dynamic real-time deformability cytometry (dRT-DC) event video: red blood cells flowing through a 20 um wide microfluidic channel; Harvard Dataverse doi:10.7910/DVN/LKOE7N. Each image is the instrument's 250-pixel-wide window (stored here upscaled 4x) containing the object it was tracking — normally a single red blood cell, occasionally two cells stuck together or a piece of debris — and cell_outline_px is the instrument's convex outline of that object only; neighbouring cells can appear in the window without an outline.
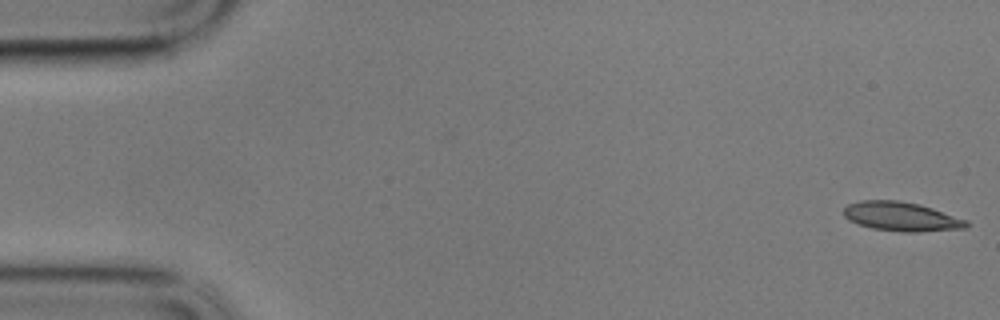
{"species": "common noctule bat (a hibernating species)", "species_latin": "Nyctalus noctula", "temperature_condition": "cold", "stored_images_in_passage": 31, "camera_frame_rate_fps": 3000, "um_per_image_px": 0.085, "animal": {"sex": "male", "body_mass_g": 17.9}, "frame": {"image": 1, "passage_image": 1, "time_ms": 0.0, "image_size_px": [1000, 320], "cell_outline_px": [[968, 228], [920, 232], [900, 232], [872, 228], [848, 220], [844, 216], [844, 208], [848, 204], [860, 200], [900, 200], [920, 204], [968, 220]], "centroid_in_image_um": [76.63, 18.4], "position_along_channel_um": 8.4, "area_um2": 20.98}}
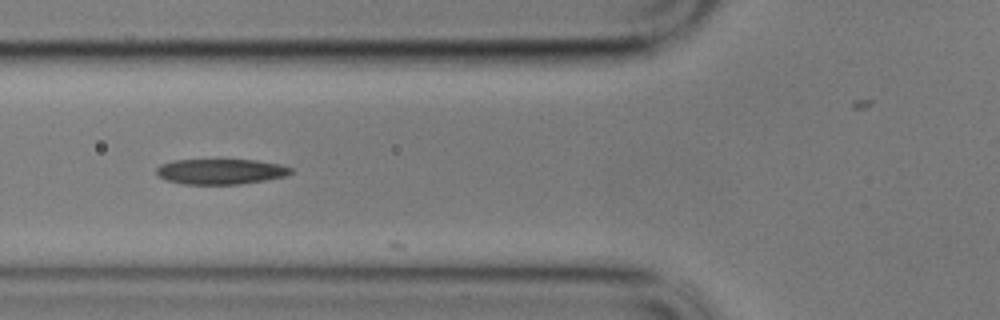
{"frame": {"image": 2, "passage_image": 21, "time_ms": 6.667, "image_size_px": [1000, 320], "cell_outline_px": [[292, 172], [288, 176], [240, 184], [184, 184], [164, 180], [156, 172], [156, 168], [160, 164], [172, 160], [256, 160], [280, 164], [292, 168]], "centroid_in_image_um": [18.75, 14.58], "position_along_channel_um": 107.0, "area_um2": 19.94}}
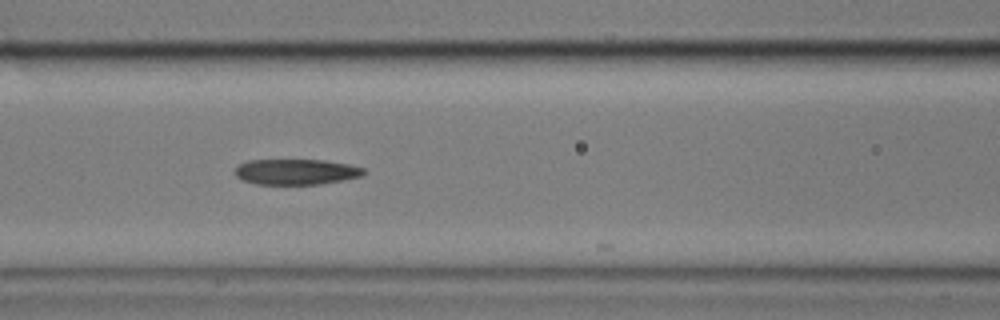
{"frame": {"image": 3, "passage_image": 24, "time_ms": 7.667, "image_size_px": [1000, 320], "cell_outline_px": [[368, 172], [360, 176], [320, 184], [256, 184], [244, 180], [236, 176], [236, 168], [240, 164], [248, 160], [324, 160], [348, 164], [364, 168]], "centroid_in_image_um": [25.19, 14.6], "position_along_channel_um": 141.4, "area_um2": 19.02}}